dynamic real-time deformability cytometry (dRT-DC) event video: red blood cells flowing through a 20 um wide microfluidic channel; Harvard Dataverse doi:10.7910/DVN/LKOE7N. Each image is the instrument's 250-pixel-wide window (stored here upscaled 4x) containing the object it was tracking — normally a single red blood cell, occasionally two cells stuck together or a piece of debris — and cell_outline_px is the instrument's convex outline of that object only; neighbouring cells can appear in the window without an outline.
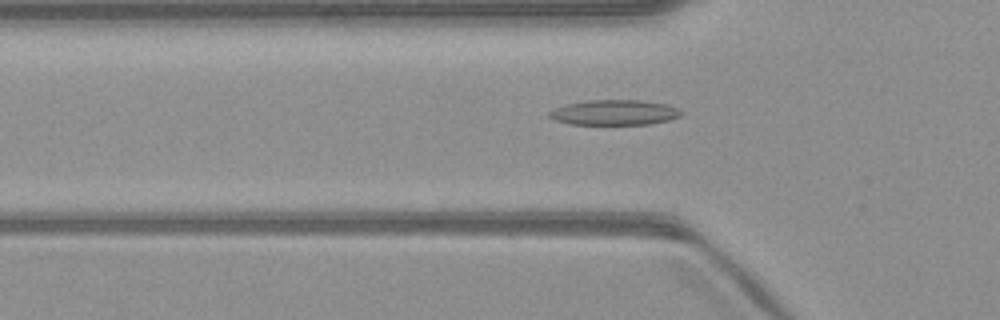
{"species": "common noctule bat (a hibernating species)", "species_latin": "Nyctalus noctula", "temperature_condition": "warm", "stored_images_in_passage": 50, "camera_frame_rate_fps": 3000, "um_per_image_px": 0.085, "animal": {"sex": "male", "body_mass_g": 23.1, "forearm_length_mm": 52.7}, "frame": {"image": 1, "passage_image": 16, "time_ms": 5.0, "image_size_px": [1000, 320], "cell_outline_px": [[684, 112], [680, 116], [668, 120], [652, 124], [568, 124], [556, 120], [548, 116], [548, 112], [556, 108], [568, 104], [584, 100], [640, 100], [668, 104]], "centroid_in_image_um": [52.24, 9.56], "position_along_channel_um": 73.6, "area_um2": 19.36}}
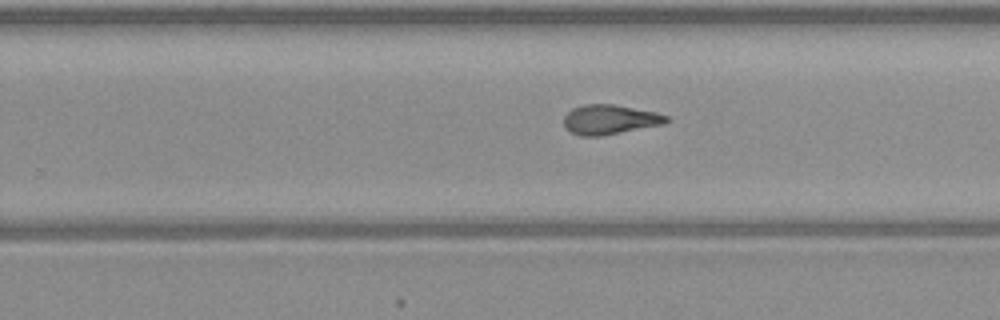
{"frame": {"image": 2, "passage_image": 31, "time_ms": 10.0, "image_size_px": [1000, 320], "cell_outline_px": [[672, 120], [664, 124], [604, 136], [580, 136], [564, 128], [564, 116], [572, 108], [584, 104], [612, 104], [656, 112], [668, 116]], "centroid_in_image_um": [51.85, 10.17], "position_along_channel_um": 278.0, "area_um2": 17.92}}
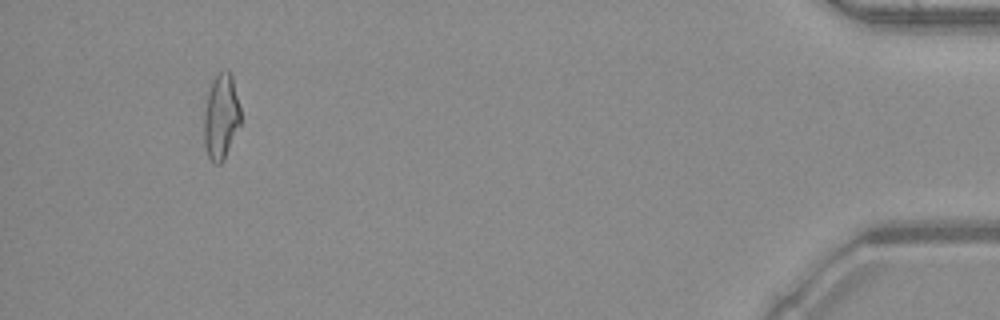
{"frame": {"image": 3, "passage_image": 47, "time_ms": 15.333, "image_size_px": [1000, 320], "cell_outline_px": [[240, 124], [224, 160], [220, 164], [216, 164], [208, 156], [204, 144], [204, 112], [208, 92], [212, 80], [216, 72], [228, 68], [232, 76], [240, 108]], "centroid_in_image_um": [18.78, 9.88], "position_along_channel_um": 416.4, "area_um2": 18.32}, "authors_computed_cell_mechanics": {"area_um2": 18.2648, "velocity_mm_per_s": 4.0737, "shape_relaxation_time_tau1_ms": null, "shape_relaxation_time_tau2_ms": 2.8954, "deformation_change_tau1": null, "deformation_change_tau2": 0.1127}}